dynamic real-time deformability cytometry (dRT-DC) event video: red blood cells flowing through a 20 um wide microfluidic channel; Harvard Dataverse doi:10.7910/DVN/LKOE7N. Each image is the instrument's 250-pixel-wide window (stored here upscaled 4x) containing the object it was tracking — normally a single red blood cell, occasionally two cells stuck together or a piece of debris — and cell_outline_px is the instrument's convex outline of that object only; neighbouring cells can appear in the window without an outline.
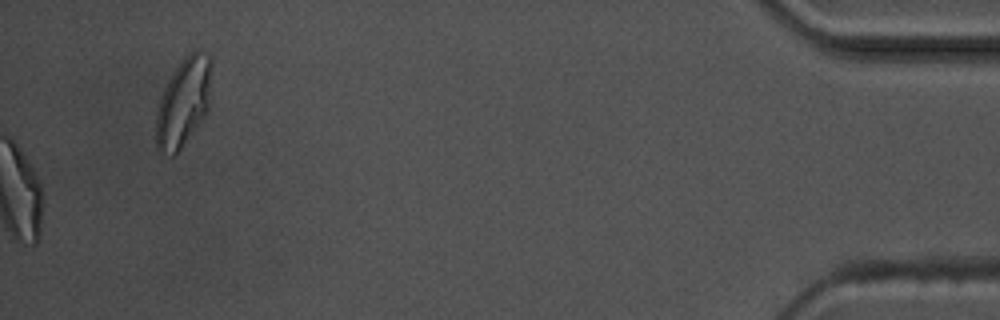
{"species": "common noctule bat (a hibernating species)", "species_latin": "Nyctalus noctula", "temperature_condition": "warm", "stored_images_in_passage": 57, "camera_frame_rate_fps": 3000, "um_per_image_px": 0.085, "animal": {"sex": "male", "body_mass_g": 17.5, "forearm_length_mm": 52.3}, "frame": {"image": 1, "passage_image": 57, "time_ms": 18.667, "image_size_px": [1000, 320], "cell_outline_px": [[212, 68], [208, 112], [176, 156], [172, 156], [160, 152], [156, 148], [156, 112], [164, 88], [168, 80], [184, 56], [188, 52], [196, 48], [212, 56]], "centroid_in_image_um": [15.62, 8.68], "position_along_channel_um": 419.6, "area_um2": 29.25}, "authors_computed_cell_mechanics": {"area_um2": 22.0218, "velocity_mm_per_s": 3.6283, "shape_relaxation_time_tau1_ms": 7.2628, "shape_relaxation_time_tau2_ms": 1.944, "deformation_change_tau1": 0.1742, "deformation_change_tau2": 0.0869}}